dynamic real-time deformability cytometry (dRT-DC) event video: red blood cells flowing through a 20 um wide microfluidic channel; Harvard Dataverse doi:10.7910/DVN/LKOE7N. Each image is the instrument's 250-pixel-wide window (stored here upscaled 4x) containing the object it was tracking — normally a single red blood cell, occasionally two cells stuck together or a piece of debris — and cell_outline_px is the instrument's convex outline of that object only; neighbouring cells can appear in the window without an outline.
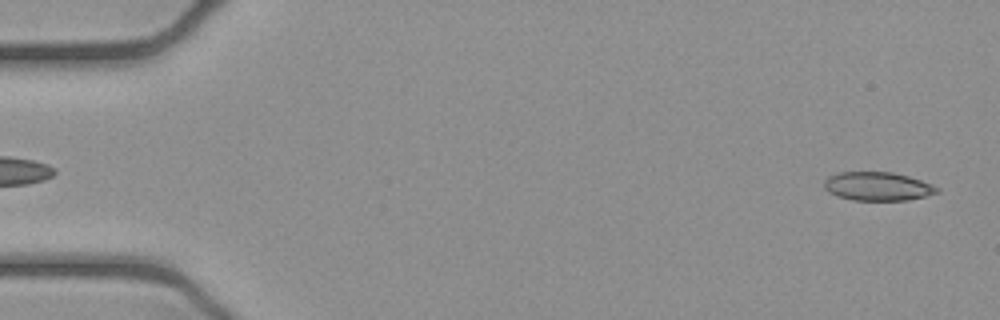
{"species": "common noctule bat (a hibernating species)", "species_latin": "Nyctalus noctula", "temperature_condition": "cold", "stored_images_in_passage": 48, "camera_frame_rate_fps": 3000, "um_per_image_px": 0.085, "animal": {"sex": "female", "body_mass_g": 21.9}, "frame": {"image": 1, "passage_image": 1, "time_ms": 0.0, "image_size_px": [1000, 320], "cell_outline_px": [[940, 192], [908, 200], [852, 200], [836, 196], [828, 192], [824, 188], [824, 180], [828, 176], [840, 172], [892, 172], [908, 176], [932, 184], [940, 188]], "centroid_in_image_um": [74.58, 15.84], "position_along_channel_um": 10.4, "area_um2": 18.9}}
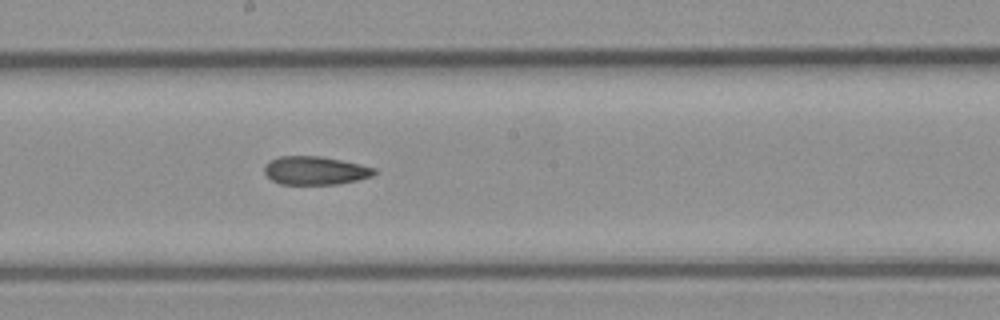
{"frame": {"image": 2, "passage_image": 27, "time_ms": 8.667, "image_size_px": [1000, 320], "cell_outline_px": [[376, 172], [372, 176], [340, 184], [280, 184], [272, 180], [264, 172], [264, 164], [280, 156], [320, 156], [360, 164], [376, 168]], "centroid_in_image_um": [26.79, 14.5], "position_along_channel_um": 221.4, "area_um2": 18.09}}
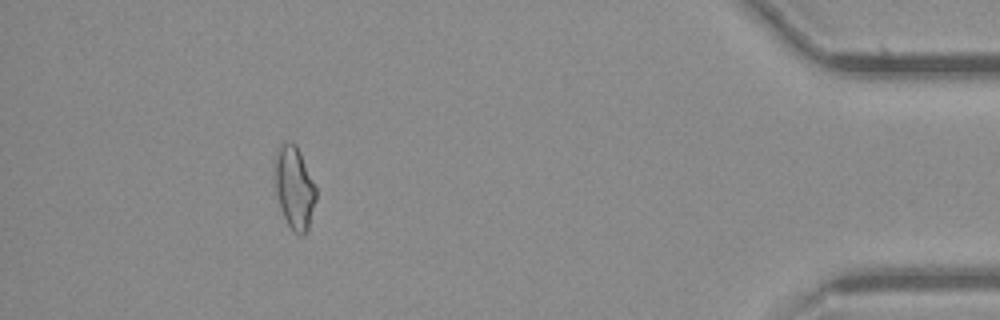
{"frame": {"image": 3, "passage_image": 46, "time_ms": 15.0, "image_size_px": [1000, 320], "cell_outline_px": [[316, 200], [308, 228], [304, 236], [300, 236], [288, 224], [280, 208], [276, 196], [272, 160], [276, 148], [280, 140], [296, 144], [300, 152], [316, 188]], "centroid_in_image_um": [24.96, 15.87], "position_along_channel_um": 410.2, "area_um2": 20.35}}